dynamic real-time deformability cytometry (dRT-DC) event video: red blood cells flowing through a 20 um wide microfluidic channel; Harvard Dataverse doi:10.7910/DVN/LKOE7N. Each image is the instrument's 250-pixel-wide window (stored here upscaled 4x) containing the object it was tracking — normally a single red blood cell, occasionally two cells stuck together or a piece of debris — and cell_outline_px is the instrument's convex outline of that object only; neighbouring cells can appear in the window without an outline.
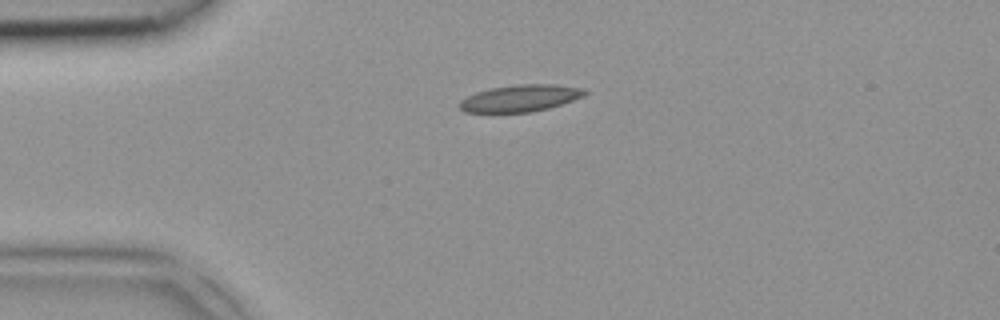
{"species": "common noctule bat (a hibernating species)", "species_latin": "Nyctalus noctula", "temperature_condition": "room temperature", "stored_images_in_passage": 1, "camera_frame_rate_fps": 3000, "um_per_image_px": 0.085, "animal": {"sex": "female", "body_mass_g": 18.4}, "frame": {"image": 1, "passage_image": 1, "time_ms": 0.0, "image_size_px": [1000, 320], "cell_outline_px": [[588, 92], [584, 96], [548, 108], [532, 112], [464, 112], [456, 104], [460, 100], [476, 92], [492, 88], [516, 84], [556, 84], [584, 88]], "centroid_in_image_um": [44.22, 8.34], "position_along_channel_um": 40.8, "area_um2": 19.59}}